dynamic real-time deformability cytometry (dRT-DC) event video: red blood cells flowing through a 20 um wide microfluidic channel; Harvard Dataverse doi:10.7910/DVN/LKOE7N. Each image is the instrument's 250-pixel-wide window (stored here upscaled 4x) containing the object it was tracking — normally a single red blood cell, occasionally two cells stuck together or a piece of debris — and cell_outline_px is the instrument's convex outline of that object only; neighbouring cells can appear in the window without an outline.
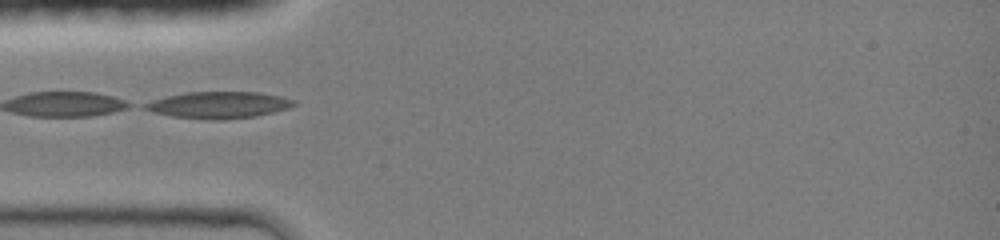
{"species": "common noctule bat (a hibernating species)", "species_latin": "Nyctalus noctula", "temperature_condition": "room temperature", "stored_images_in_passage": 29, "camera_frame_rate_fps": 3000, "um_per_image_px": 0.085, "animal": {"sex": "female", "body_mass_g": 19.0, "forearm_length_mm": 51.5}, "frame": {"image": 1, "passage_image": 1, "time_ms": 0.0, "image_size_px": [1000, 240], "cell_outline_px": [[296, 104], [288, 108], [256, 116], [224, 120], [216, 120], [172, 116], [152, 112], [140, 108], [140, 104], [152, 100], [184, 92], [260, 92], [280, 96], [296, 100]], "centroid_in_image_um": [18.54, 8.92], "position_along_channel_um": 66.5, "area_um2": 23.29}}
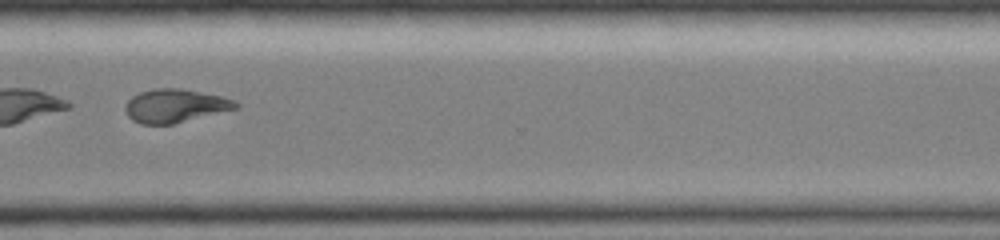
{"frame": {"image": 2, "passage_image": 21, "time_ms": 6.667, "image_size_px": [1000, 240], "cell_outline_px": [[240, 104], [236, 108], [172, 124], [140, 124], [132, 120], [128, 116], [124, 108], [124, 104], [132, 96], [140, 92], [152, 88], [180, 88], [220, 96], [236, 100]], "centroid_in_image_um": [14.83, 8.98], "position_along_channel_um": 355.8, "area_um2": 21.39}}